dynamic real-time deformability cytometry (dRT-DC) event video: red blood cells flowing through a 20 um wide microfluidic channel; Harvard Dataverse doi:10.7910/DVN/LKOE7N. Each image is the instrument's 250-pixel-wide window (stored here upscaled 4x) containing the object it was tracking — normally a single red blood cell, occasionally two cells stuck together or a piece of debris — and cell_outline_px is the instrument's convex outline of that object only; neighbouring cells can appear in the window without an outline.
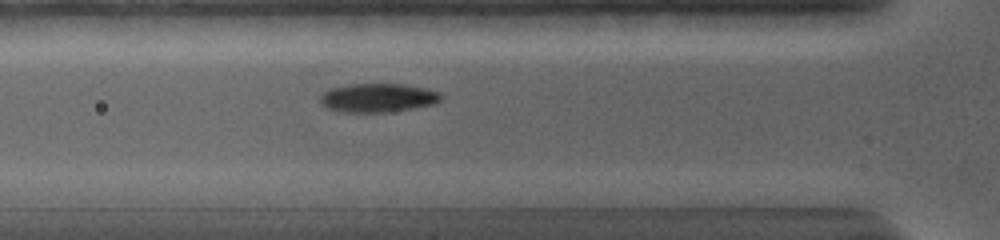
{"species": "common noctule bat (a hibernating species)", "species_latin": "Nyctalus noctula", "temperature_condition": "warm", "stored_images_in_passage": 43, "camera_frame_rate_fps": 5000, "um_per_image_px": 0.085, "animal": {"sex": "female", "body_mass_g": 19.0, "forearm_length_mm": 56.7}, "frame": {"image": 1, "passage_image": 13, "time_ms": 4.4, "image_size_px": [1000, 240], "cell_outline_px": [[440, 100], [436, 104], [388, 112], [344, 112], [328, 108], [320, 100], [320, 96], [324, 92], [332, 88], [352, 84], [404, 84], [424, 88], [440, 92]], "centroid_in_image_um": [32.15, 8.31], "position_along_channel_um": 93.7, "area_um2": 20.0}}
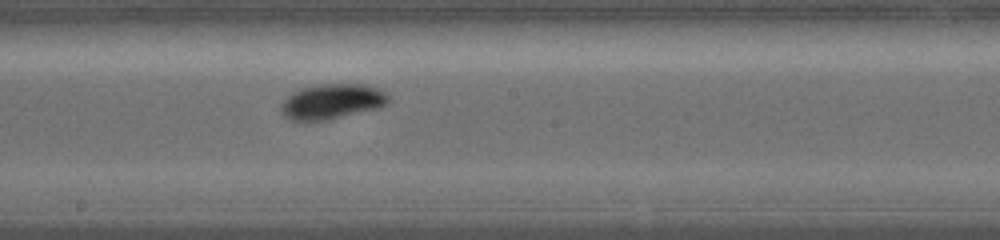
{"frame": {"image": 2, "passage_image": 22, "time_ms": 7.8, "image_size_px": [1000, 240], "cell_outline_px": [[388, 100], [384, 104], [376, 108], [324, 120], [292, 120], [284, 116], [280, 112], [280, 108], [284, 100], [288, 96], [300, 88], [320, 84], [368, 84], [388, 92]], "centroid_in_image_um": [28.21, 8.6], "position_along_channel_um": 220.0, "area_um2": 21.68}}
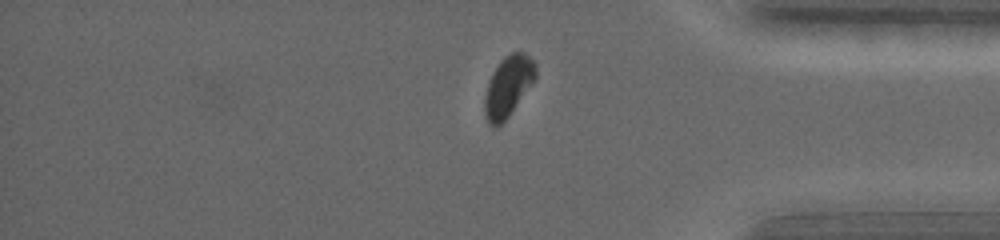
{"frame": {"image": 3, "passage_image": 33, "time_ms": 12.8, "image_size_px": [1000, 240], "cell_outline_px": [[536, 76], [508, 116], [500, 124], [488, 124], [484, 112], [484, 96], [488, 80], [492, 72], [500, 60], [504, 56], [512, 52], [524, 52], [536, 64]], "centroid_in_image_um": [43.16, 7.29], "position_along_channel_um": 392.0, "area_um2": 17.63}, "authors_computed_cell_mechanics": {"area_um2": 19.2474, "velocity_mm_per_s": 3.728, "shape_relaxation_time_tau1_ms": 1.8362, "shape_relaxation_time_tau2_ms": null, "deformation_change_tau1": 0.1239, "deformation_change_tau2": null}}